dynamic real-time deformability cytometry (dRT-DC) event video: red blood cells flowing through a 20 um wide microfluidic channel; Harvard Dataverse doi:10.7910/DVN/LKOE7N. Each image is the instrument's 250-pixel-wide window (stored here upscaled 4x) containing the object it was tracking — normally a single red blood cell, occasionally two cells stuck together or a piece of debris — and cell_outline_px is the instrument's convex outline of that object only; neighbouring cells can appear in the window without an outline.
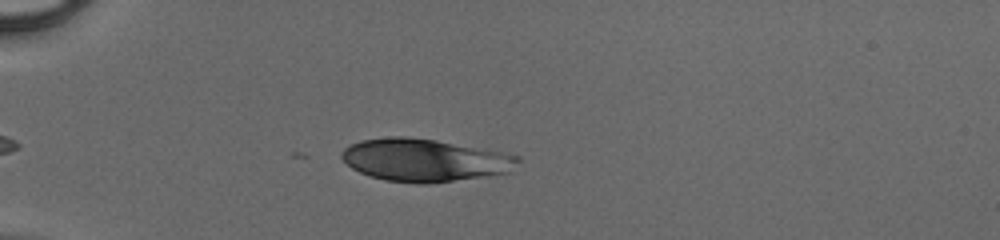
{"species": "human", "species_latin": "Homo sapiens", "temperature_condition": "cold", "stored_images_in_passage": 37, "camera_frame_rate_fps": 3000, "um_per_image_px": 0.085, "donor": {"sex": "male"}, "frame": {"image": 1, "passage_image": 7, "time_ms": 2.0, "image_size_px": [1000, 240], "cell_outline_px": [[520, 160], [508, 172], [484, 176], [428, 184], [416, 184], [384, 180], [360, 172], [352, 168], [340, 156], [340, 152], [344, 148], [360, 140], [388, 136], [404, 136], [436, 140], [504, 152], [520, 156]], "centroid_in_image_um": [36.06, 13.6], "position_along_channel_um": 48.9, "area_um2": 43.75}}
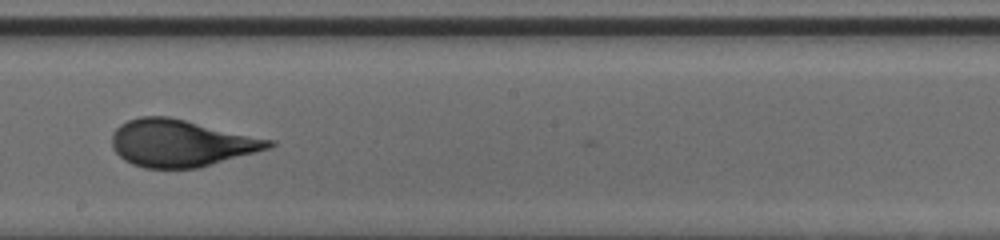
{"frame": {"image": 2, "passage_image": 22, "time_ms": 7.0, "image_size_px": [1000, 240], "cell_outline_px": [[276, 144], [268, 148], [200, 168], [144, 168], [132, 164], [124, 160], [112, 148], [112, 132], [120, 124], [128, 120], [140, 116], [168, 116], [276, 140]], "centroid_in_image_um": [15.37, 12.16], "position_along_channel_um": 232.8, "area_um2": 43.12}}
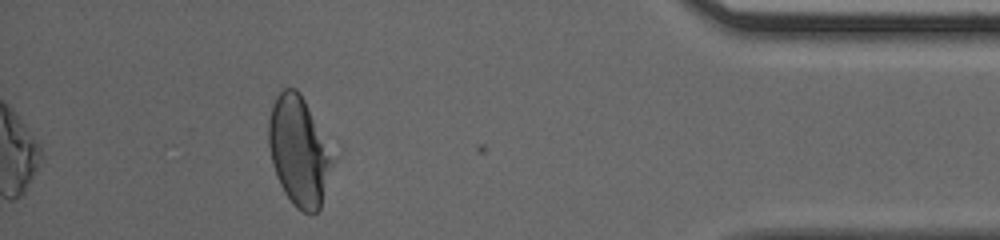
{"frame": {"image": 3, "passage_image": 37, "time_ms": 12.0, "image_size_px": [1000, 240], "cell_outline_px": [[336, 160], [320, 208], [316, 212], [304, 212], [296, 208], [292, 204], [284, 192], [276, 176], [272, 164], [268, 148], [268, 120], [272, 104], [276, 96], [284, 88], [296, 88], [300, 92]], "centroid_in_image_um": [25.4, 12.87], "position_along_channel_um": 409.8, "area_um2": 40.86}}